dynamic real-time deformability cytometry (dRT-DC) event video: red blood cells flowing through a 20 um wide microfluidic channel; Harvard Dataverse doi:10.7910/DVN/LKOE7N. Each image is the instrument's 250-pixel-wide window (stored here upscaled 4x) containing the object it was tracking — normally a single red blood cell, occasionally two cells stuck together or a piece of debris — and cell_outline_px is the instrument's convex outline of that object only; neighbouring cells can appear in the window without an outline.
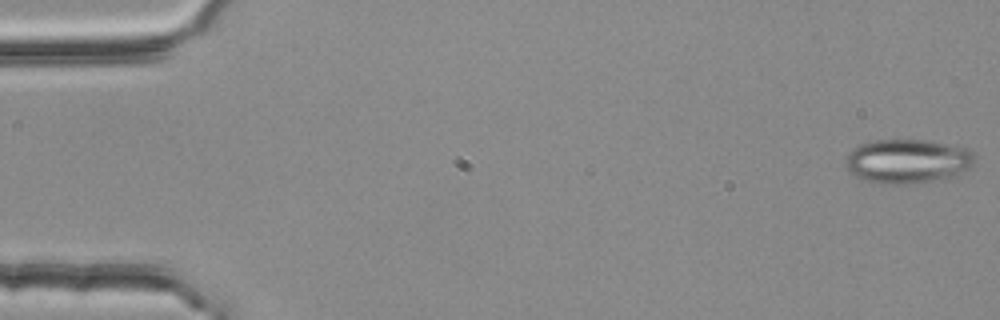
{"species": "common noctule bat (a hibernating species)", "species_latin": "Nyctalus noctula", "temperature_condition": "room temperature", "stored_images_in_passage": 54, "camera_frame_rate_fps": 3000, "um_per_image_px": 0.085, "animal": {"sex": "female", "body_mass_g": 25.1}, "frame": {"image": 1, "passage_image": 1, "time_ms": 0.0, "image_size_px": [1000, 320], "cell_outline_px": [[976, 164], [956, 176], [904, 184], [880, 184], [864, 180], [856, 176], [848, 168], [844, 160], [848, 152], [852, 148], [860, 144], [872, 140], [924, 140], [964, 148], [972, 152], [976, 156]], "centroid_in_image_um": [77.13, 13.7], "position_along_channel_um": 7.9, "area_um2": 33.18}}
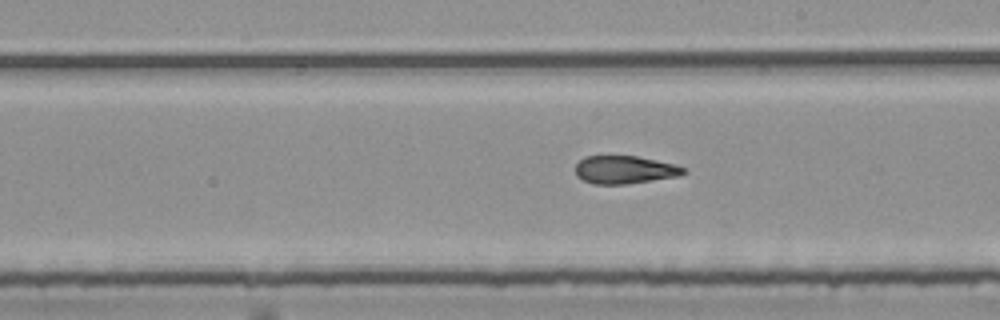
{"frame": {"image": 2, "passage_image": 31, "time_ms": 10.0, "image_size_px": [1000, 320], "cell_outline_px": [[688, 172], [680, 176], [628, 184], [596, 184], [584, 180], [576, 176], [576, 164], [584, 156], [636, 156], [676, 164], [684, 168]], "centroid_in_image_um": [53.13, 14.43], "position_along_channel_um": 235.9, "area_um2": 17.69}}
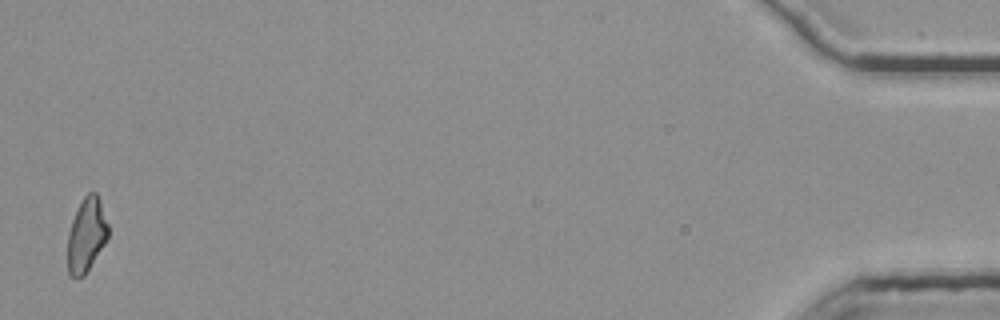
{"frame": {"image": 3, "passage_image": 54, "time_ms": 17.667, "image_size_px": [1000, 320], "cell_outline_px": [[108, 236], [104, 244], [84, 276], [76, 280], [68, 272], [68, 232], [76, 208], [84, 196], [88, 192], [96, 192], [100, 200], [108, 224]], "centroid_in_image_um": [7.34, 19.96], "position_along_channel_um": 427.9, "area_um2": 17.51}, "authors_computed_cell_mechanics": {"area_um2": 18.785, "velocity_mm_per_s": 3.7624, "shape_relaxation_time_tau1_ms": null, "shape_relaxation_time_tau2_ms": 2.6704, "deformation_change_tau1": null, "deformation_change_tau2": 0.1131}}